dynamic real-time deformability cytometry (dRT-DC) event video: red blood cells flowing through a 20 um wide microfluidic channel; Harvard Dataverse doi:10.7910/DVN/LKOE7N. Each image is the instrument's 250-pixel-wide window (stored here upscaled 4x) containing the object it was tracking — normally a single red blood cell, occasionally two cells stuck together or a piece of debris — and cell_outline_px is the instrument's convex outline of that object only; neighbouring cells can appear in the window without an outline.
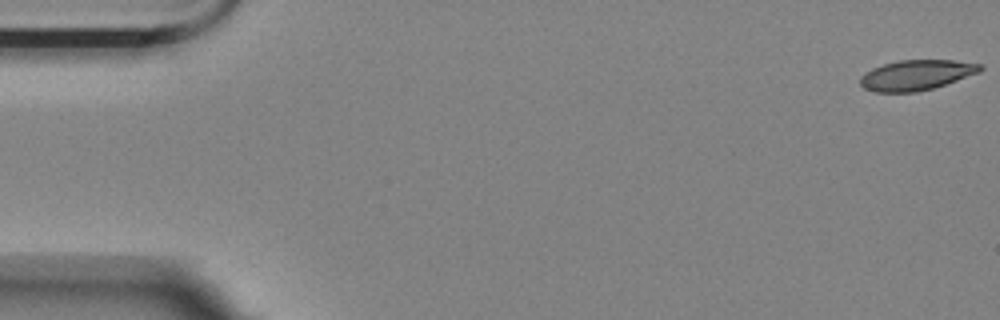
{"species": "Egyptian fruit bat (a non-hibernating species)", "species_latin": "Rousettus aegyptiacus", "temperature_condition": "room temperature", "stored_images_in_passage": 10, "camera_frame_rate_fps": 3000, "um_per_image_px": 0.085, "animal": {"sex": "female"}, "frame": {"image": 1, "passage_image": 1, "time_ms": 0.0, "image_size_px": [1000, 320], "cell_outline_px": [[984, 68], [980, 72], [932, 88], [916, 92], [876, 92], [864, 88], [860, 84], [860, 76], [864, 72], [872, 68], [884, 64], [900, 60], [952, 60], [980, 64]], "centroid_in_image_um": [77.86, 6.37], "position_along_channel_um": 7.1, "area_um2": 20.98}}
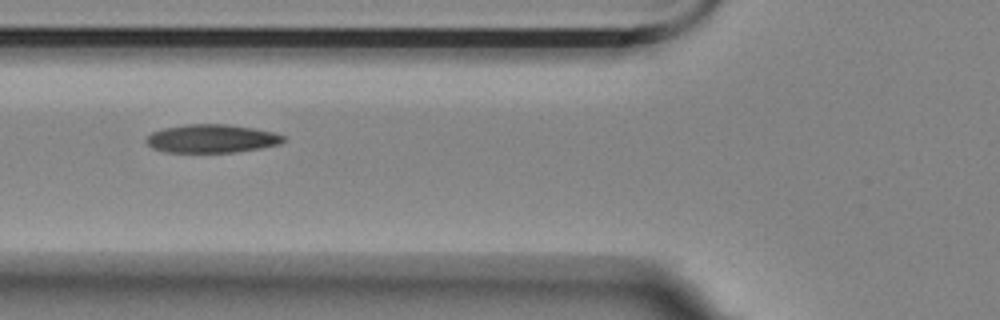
{"frame": {"image": 2, "passage_image": 6, "time_ms": 1.667, "image_size_px": [1000, 320], "cell_outline_px": [[284, 140], [280, 144], [260, 148], [236, 152], [164, 152], [152, 148], [144, 140], [152, 132], [164, 128], [184, 124], [228, 124], [276, 132], [284, 136]], "centroid_in_image_um": [17.98, 11.78], "position_along_channel_um": 107.8, "area_um2": 22.72}}
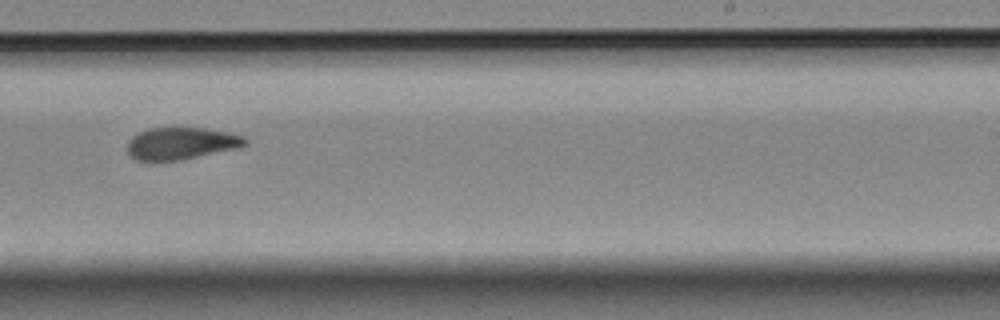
{"frame": {"image": 3, "passage_image": 10, "time_ms": 3.0, "image_size_px": [1000, 320], "cell_outline_px": [[248, 144], [240, 148], [180, 160], [136, 160], [128, 152], [128, 140], [132, 136], [148, 128], [208, 128], [228, 132], [244, 136], [248, 140]], "centroid_in_image_um": [15.46, 12.18], "position_along_channel_um": 273.5, "area_um2": 22.08}}